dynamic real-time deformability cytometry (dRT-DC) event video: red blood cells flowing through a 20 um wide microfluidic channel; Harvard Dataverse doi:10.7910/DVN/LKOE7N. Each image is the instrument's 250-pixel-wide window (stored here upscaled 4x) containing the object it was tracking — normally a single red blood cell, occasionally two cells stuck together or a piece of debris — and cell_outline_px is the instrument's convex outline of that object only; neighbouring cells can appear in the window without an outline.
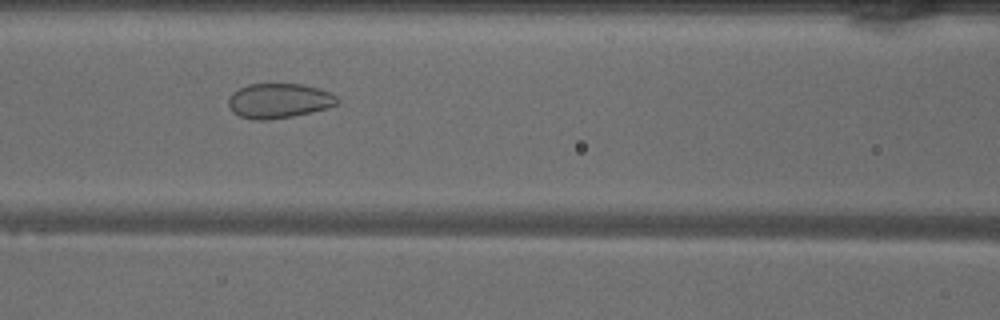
{"species": "common noctule bat (a hibernating species)", "species_latin": "Nyctalus noctula", "temperature_condition": "warm", "stored_images_in_passage": 41, "camera_frame_rate_fps": 3000, "um_per_image_px": 0.085, "animal": {"sex": "male", "body_mass_g": 18.8}, "frame": {"image": 1, "passage_image": 12, "time_ms": 3.667, "image_size_px": [1000, 320], "cell_outline_px": [[340, 100], [336, 104], [328, 108], [312, 112], [292, 116], [268, 120], [252, 120], [240, 116], [232, 112], [228, 108], [228, 96], [232, 92], [248, 84], [304, 84], [328, 92], [336, 96]], "centroid_in_image_um": [23.66, 8.57], "position_along_channel_um": 142.9, "area_um2": 22.2}}
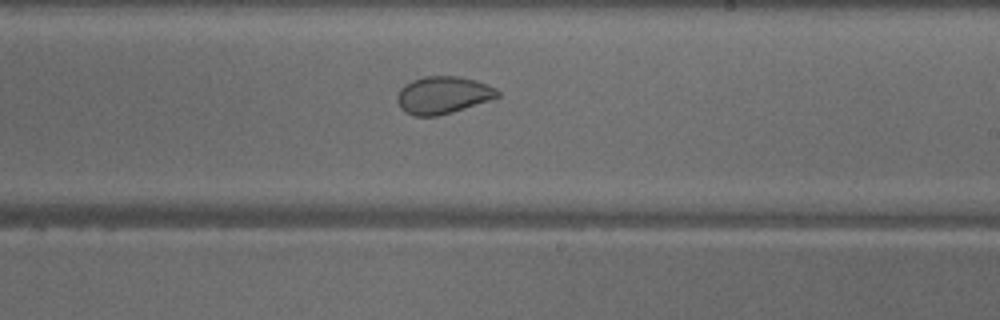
{"frame": {"image": 2, "passage_image": 20, "time_ms": 6.333, "image_size_px": [1000, 320], "cell_outline_px": [[500, 96], [452, 112], [436, 116], [412, 116], [404, 112], [400, 108], [396, 100], [396, 96], [400, 88], [404, 84], [412, 80], [424, 76], [460, 76], [476, 80], [496, 88], [500, 92]], "centroid_in_image_um": [37.6, 8.07], "position_along_channel_um": 251.4, "area_um2": 21.96}}
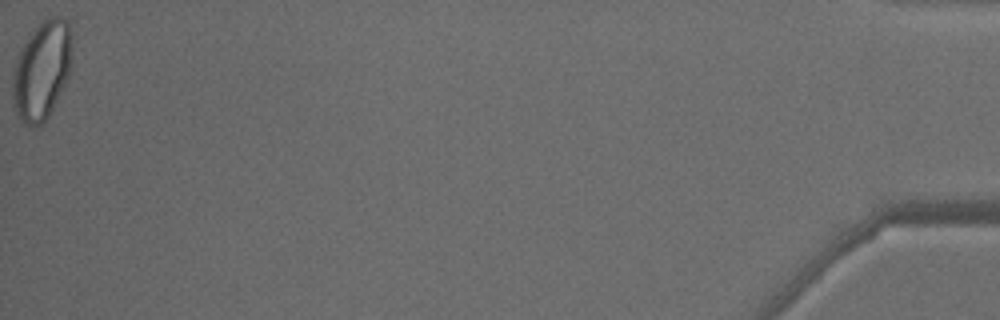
{"frame": {"image": 3, "passage_image": 41, "time_ms": 13.333, "image_size_px": [1000, 320], "cell_outline_px": [[72, 36], [68, 76], [48, 116], [40, 124], [32, 128], [28, 128], [20, 120], [12, 104], [12, 80], [16, 64], [20, 52], [32, 28], [44, 20], [52, 16], [60, 16], [68, 20]], "centroid_in_image_um": [3.54, 5.97], "position_along_channel_um": 431.7, "area_um2": 33.93}, "authors_computed_cell_mechanics": {"area_um2": 25.0852, "velocity_mm_per_s": 4.0692, "shape_relaxation_time_tau1_ms": null, "shape_relaxation_time_tau2_ms": 0.8168, "deformation_change_tau1": null, "deformation_change_tau2": 0.0488}}